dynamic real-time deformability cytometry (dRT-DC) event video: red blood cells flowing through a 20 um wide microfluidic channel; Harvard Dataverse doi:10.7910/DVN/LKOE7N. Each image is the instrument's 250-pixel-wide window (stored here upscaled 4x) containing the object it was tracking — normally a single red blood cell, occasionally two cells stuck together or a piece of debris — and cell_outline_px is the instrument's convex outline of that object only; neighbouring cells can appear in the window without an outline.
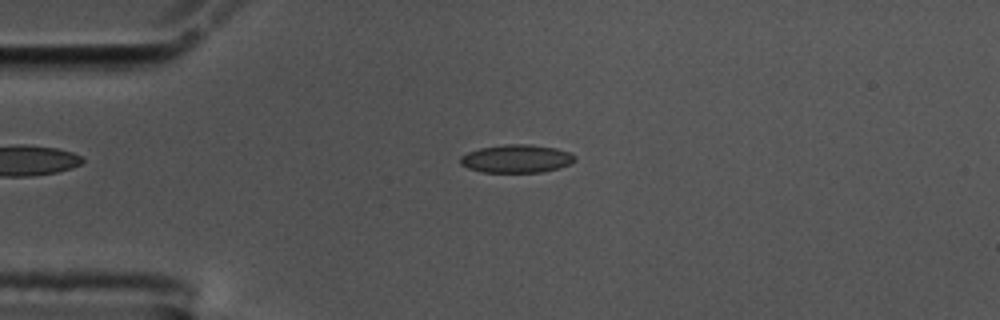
{"species": "common noctule bat (a hibernating species)", "species_latin": "Nyctalus noctula", "temperature_condition": "cold", "stored_images_in_passage": 45, "camera_frame_rate_fps": 3000, "um_per_image_px": 0.085, "animal": {"sex": "male", "body_mass_g": 17.5, "forearm_length_mm": 52.3}, "frame": {"image": 1, "passage_image": 2, "time_ms": 0.333, "image_size_px": [1000, 320], "cell_outline_px": [[576, 160], [560, 168], [540, 172], [484, 172], [468, 168], [460, 164], [460, 156], [468, 152], [480, 148], [504, 144], [528, 144], [556, 148], [568, 152], [576, 156]], "centroid_in_image_um": [43.9, 13.48], "position_along_channel_um": 41.1, "area_um2": 18.73}}
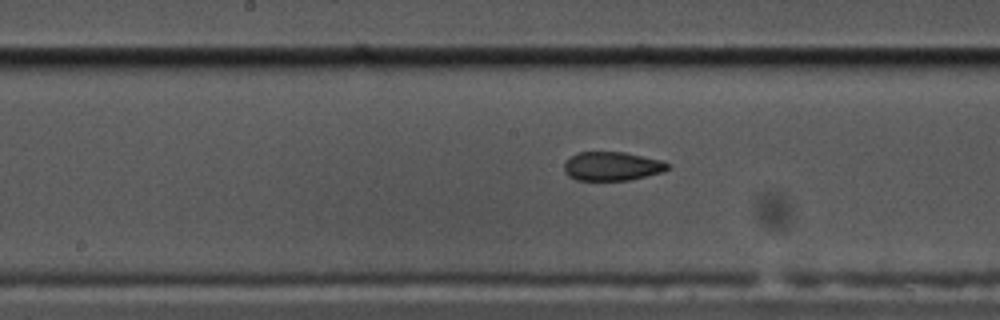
{"frame": {"image": 2, "passage_image": 17, "time_ms": 5.333, "image_size_px": [1000, 320], "cell_outline_px": [[672, 168], [664, 172], [628, 180], [576, 180], [568, 176], [564, 172], [564, 164], [572, 156], [580, 152], [624, 152], [660, 160], [672, 164]], "centroid_in_image_um": [52.07, 14.14], "position_along_channel_um": 196.1, "area_um2": 17.46}}
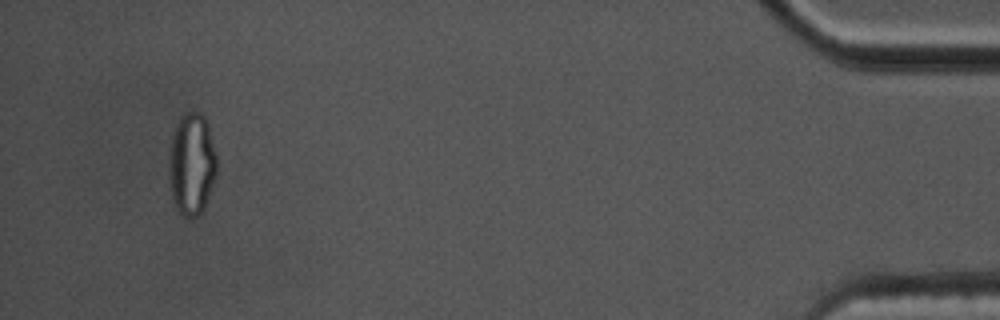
{"frame": {"image": 3, "passage_image": 42, "time_ms": 13.667, "image_size_px": [1000, 320], "cell_outline_px": [[216, 172], [204, 208], [196, 216], [184, 216], [176, 208], [172, 200], [168, 180], [168, 160], [172, 132], [180, 116], [184, 112], [200, 112], [204, 116], [208, 124], [216, 156]], "centroid_in_image_um": [16.25, 13.91], "position_along_channel_um": 418.9, "area_um2": 28.61}, "authors_computed_cell_mechanics": {"area_um2": 18.7272, "velocity_mm_per_s": 3.5673, "shape_relaxation_time_tau1_ms": null, "shape_relaxation_time_tau2_ms": 2.7995, "deformation_change_tau1": null, "deformation_change_tau2": 0.0813}}